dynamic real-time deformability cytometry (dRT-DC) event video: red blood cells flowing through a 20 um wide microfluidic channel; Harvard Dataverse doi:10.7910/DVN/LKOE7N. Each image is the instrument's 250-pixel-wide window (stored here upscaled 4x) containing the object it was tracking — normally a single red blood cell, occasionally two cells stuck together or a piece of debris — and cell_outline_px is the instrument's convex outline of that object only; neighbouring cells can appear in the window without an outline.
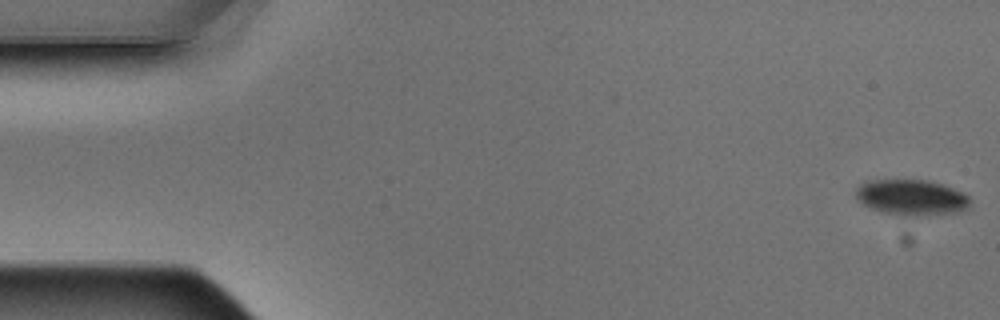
{"species": "Egyptian fruit bat (a non-hibernating species)", "species_latin": "Rousettus aegyptiacus", "temperature_condition": "warm", "stored_images_in_passage": 4, "camera_frame_rate_fps": 3000, "um_per_image_px": 0.085, "animal": {"sex": "male"}, "frame": {"image": 1, "passage_image": 1, "time_ms": 0.0, "image_size_px": [1000, 320], "cell_outline_px": [[968, 208], [956, 212], [904, 216], [900, 216], [884, 212], [872, 208], [864, 204], [856, 196], [856, 188], [864, 180], [928, 180], [944, 184], [964, 192], [968, 196]], "centroid_in_image_um": [77.46, 16.76], "position_along_channel_um": 7.5, "area_um2": 23.58}}